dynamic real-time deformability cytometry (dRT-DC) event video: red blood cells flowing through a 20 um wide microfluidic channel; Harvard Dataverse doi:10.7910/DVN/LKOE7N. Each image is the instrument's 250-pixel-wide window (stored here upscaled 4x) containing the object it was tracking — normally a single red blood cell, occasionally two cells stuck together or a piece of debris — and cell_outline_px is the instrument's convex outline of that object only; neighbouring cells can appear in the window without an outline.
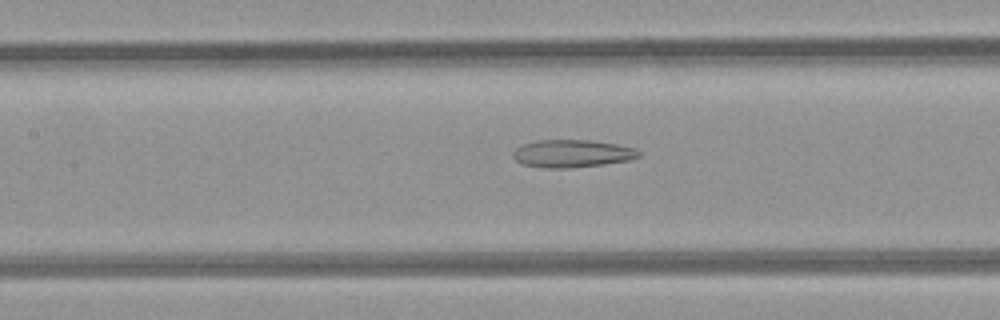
{"species": "common noctule bat (a hibernating species)", "species_latin": "Nyctalus noctula", "temperature_condition": "room temperature", "stored_images_in_passage": 46, "camera_frame_rate_fps": 3000, "um_per_image_px": 0.085, "animal": {"sex": "female", "body_mass_g": 21.9}, "frame": {"image": 1, "passage_image": 22, "time_ms": 7.0, "image_size_px": [1000, 320], "cell_outline_px": [[640, 156], [632, 160], [604, 164], [572, 168], [544, 168], [524, 164], [516, 160], [512, 156], [512, 152], [516, 148], [524, 144], [536, 140], [592, 140], [616, 144], [636, 148], [640, 152]], "centroid_in_image_um": [48.66, 13.05], "position_along_channel_um": 158.7, "area_um2": 20.4}}
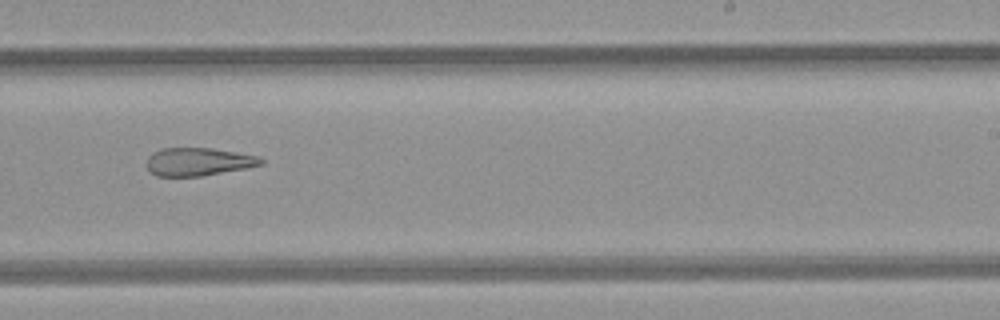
{"frame": {"image": 2, "passage_image": 30, "time_ms": 9.667, "image_size_px": [1000, 320], "cell_outline_px": [[264, 164], [244, 168], [200, 176], [156, 176], [148, 168], [148, 156], [152, 152], [164, 148], [212, 148], [256, 156], [264, 160]], "centroid_in_image_um": [16.84, 13.74], "position_along_channel_um": 272.2, "area_um2": 18.32}}
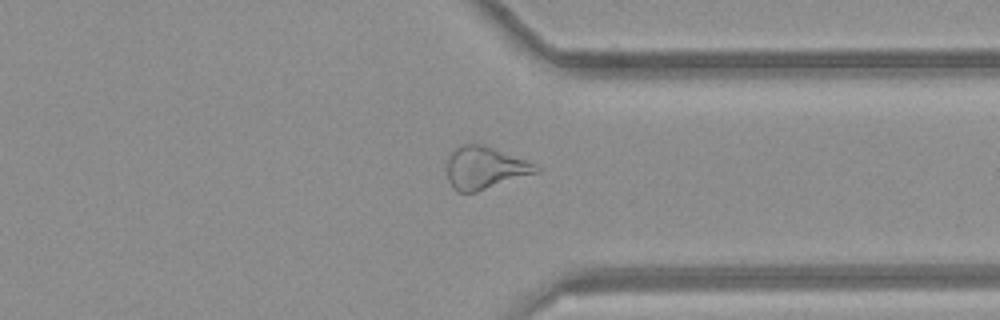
{"frame": {"image": 3, "passage_image": 37, "time_ms": 12.0, "image_size_px": [1000, 320], "cell_outline_px": [[540, 172], [476, 192], [456, 192], [448, 180], [448, 152], [452, 148], [460, 144], [472, 140], [484, 144], [536, 164], [540, 168]], "centroid_in_image_um": [41.18, 14.22], "position_along_channel_um": 370.2, "area_um2": 22.6}}